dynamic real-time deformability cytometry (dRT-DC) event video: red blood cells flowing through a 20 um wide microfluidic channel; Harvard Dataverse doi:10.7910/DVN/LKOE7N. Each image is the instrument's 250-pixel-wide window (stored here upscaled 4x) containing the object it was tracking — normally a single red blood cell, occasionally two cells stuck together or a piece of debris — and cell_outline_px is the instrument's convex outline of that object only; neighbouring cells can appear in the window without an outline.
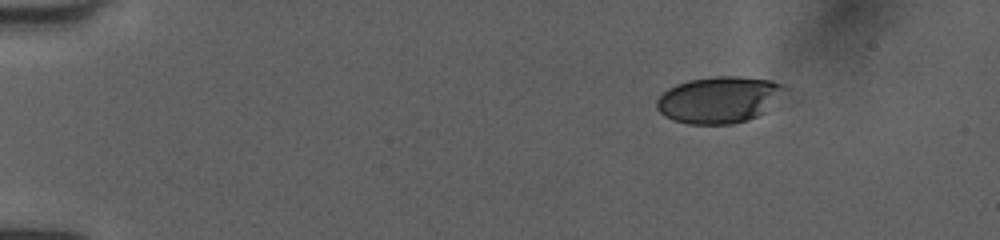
{"species": "human", "species_latin": "Homo sapiens", "temperature_condition": "room temperature", "stored_images_in_passage": 10, "camera_frame_rate_fps": 3000, "um_per_image_px": 0.085, "donor": {"sex": "female"}, "frame": {"image": 1, "passage_image": 1, "time_ms": 0.0, "image_size_px": [1000, 240], "cell_outline_px": [[788, 92], [764, 112], [748, 120], [732, 124], [688, 124], [672, 120], [664, 116], [656, 108], [656, 100], [668, 88], [676, 84], [688, 80], [712, 76], [740, 76], [772, 80], [784, 84], [788, 88]], "centroid_in_image_um": [61.15, 8.46], "position_along_channel_um": 23.8, "area_um2": 35.26}}
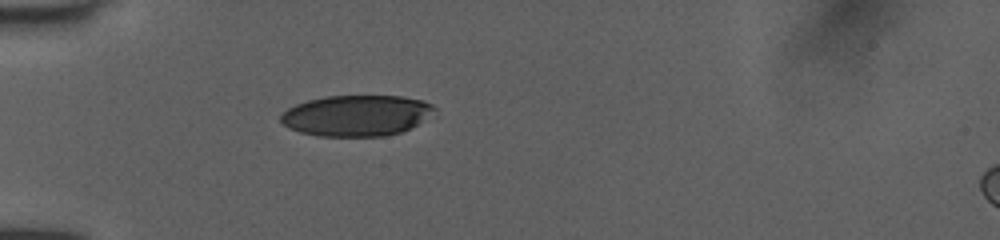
{"frame": {"image": 2, "passage_image": 7, "time_ms": 2.0, "image_size_px": [1000, 240], "cell_outline_px": [[436, 108], [416, 124], [400, 132], [384, 136], [320, 136], [300, 132], [288, 128], [280, 120], [280, 116], [288, 108], [296, 104], [308, 100], [328, 96], [404, 96], [424, 100], [432, 104]], "centroid_in_image_um": [30.26, 9.81], "position_along_channel_um": 54.7, "area_um2": 36.3}}
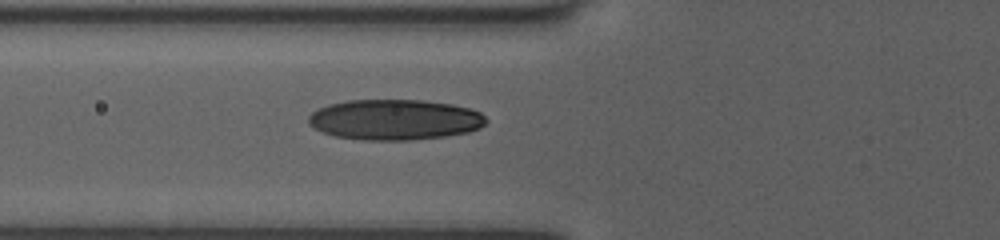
{"frame": {"image": 3, "passage_image": 10, "time_ms": 3.0, "image_size_px": [1000, 240], "cell_outline_px": [[488, 120], [480, 128], [468, 132], [444, 136], [408, 140], [364, 140], [336, 136], [324, 132], [308, 124], [308, 116], [312, 112], [328, 104], [348, 100], [424, 100], [452, 104], [468, 108], [480, 112]], "centroid_in_image_um": [33.56, 10.16], "position_along_channel_um": 92.2, "area_um2": 41.85}}